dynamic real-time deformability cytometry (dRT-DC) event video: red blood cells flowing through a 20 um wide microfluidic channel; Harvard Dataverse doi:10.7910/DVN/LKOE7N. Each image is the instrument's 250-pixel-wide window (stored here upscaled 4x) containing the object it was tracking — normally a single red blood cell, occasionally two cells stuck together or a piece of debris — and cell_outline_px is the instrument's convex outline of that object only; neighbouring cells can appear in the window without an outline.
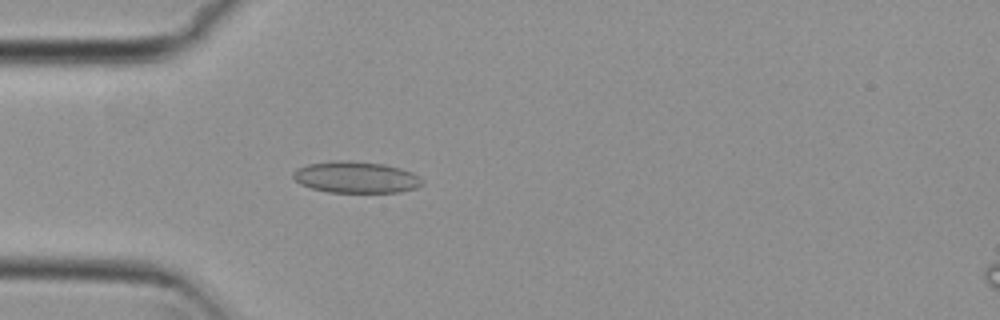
{"species": "common noctule bat (a hibernating species)", "species_latin": "Nyctalus noctula", "temperature_condition": "cold", "stored_images_in_passage": 52, "camera_frame_rate_fps": 3000, "um_per_image_px": 0.085, "animal": {"sex": "female", "body_mass_g": 29.2, "forearm_length_mm": 56.3}, "frame": {"image": 1, "passage_image": 13, "time_ms": 4.0, "image_size_px": [1000, 320], "cell_outline_px": [[424, 184], [416, 188], [396, 192], [328, 192], [312, 188], [300, 184], [292, 176], [292, 172], [296, 168], [308, 164], [336, 160], [348, 160], [384, 164], [400, 168], [412, 172], [420, 176], [424, 180]], "centroid_in_image_um": [30.27, 15.06], "position_along_channel_um": 54.7, "area_um2": 23.81}}
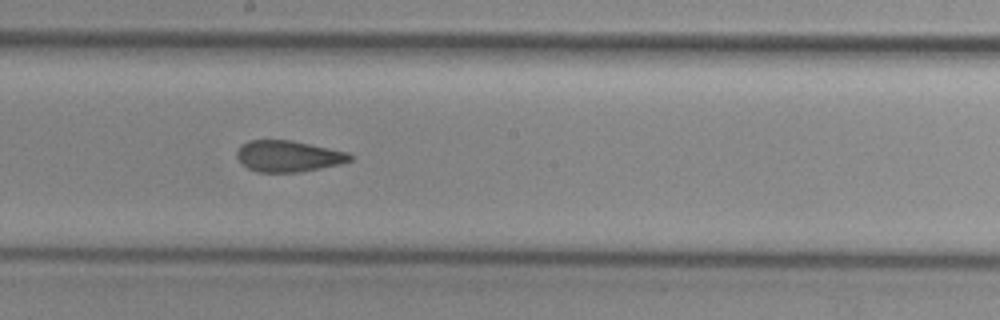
{"frame": {"image": 2, "passage_image": 27, "time_ms": 8.667, "image_size_px": [1000, 320], "cell_outline_px": [[352, 160], [340, 164], [300, 172], [256, 172], [248, 168], [236, 156], [236, 152], [240, 144], [248, 140], [292, 140], [348, 152], [352, 156]], "centroid_in_image_um": [24.49, 13.27], "position_along_channel_um": 223.7, "area_um2": 20.63}}
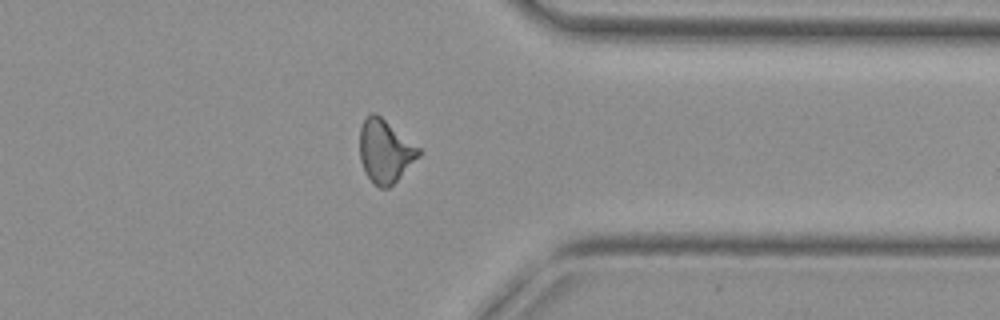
{"frame": {"image": 3, "passage_image": 40, "time_ms": 13.0, "image_size_px": [1000, 320], "cell_outline_px": [[420, 156], [388, 188], [380, 188], [368, 176], [360, 160], [360, 128], [364, 120], [372, 112], [376, 112], [420, 148]], "centroid_in_image_um": [32.73, 12.82], "position_along_channel_um": 378.7, "area_um2": 21.27}, "authors_computed_cell_mechanics": {"area_um2": 21.5883, "velocity_mm_per_s": 3.7521, "shape_relaxation_time_tau1_ms": null, "shape_relaxation_time_tau2_ms": 1.7037, "deformation_change_tau1": null, "deformation_change_tau2": 0.0985}}